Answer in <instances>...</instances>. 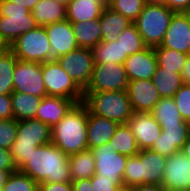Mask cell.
Listing matches in <instances>:
<instances>
[{
    "label": "cell",
    "instance_id": "cell-1",
    "mask_svg": "<svg viewBox=\"0 0 190 191\" xmlns=\"http://www.w3.org/2000/svg\"><path fill=\"white\" fill-rule=\"evenodd\" d=\"M19 171L37 183L71 182L68 155L52 142L36 147Z\"/></svg>",
    "mask_w": 190,
    "mask_h": 191
},
{
    "label": "cell",
    "instance_id": "cell-2",
    "mask_svg": "<svg viewBox=\"0 0 190 191\" xmlns=\"http://www.w3.org/2000/svg\"><path fill=\"white\" fill-rule=\"evenodd\" d=\"M88 108L81 102L51 128L52 143L69 155L88 149L87 143Z\"/></svg>",
    "mask_w": 190,
    "mask_h": 191
},
{
    "label": "cell",
    "instance_id": "cell-3",
    "mask_svg": "<svg viewBox=\"0 0 190 191\" xmlns=\"http://www.w3.org/2000/svg\"><path fill=\"white\" fill-rule=\"evenodd\" d=\"M166 157L151 149L140 150L128 157L123 174L125 187L143 184H162Z\"/></svg>",
    "mask_w": 190,
    "mask_h": 191
},
{
    "label": "cell",
    "instance_id": "cell-4",
    "mask_svg": "<svg viewBox=\"0 0 190 191\" xmlns=\"http://www.w3.org/2000/svg\"><path fill=\"white\" fill-rule=\"evenodd\" d=\"M52 142L51 127L37 119L17 121V136L10 148L12 159L19 170L36 147Z\"/></svg>",
    "mask_w": 190,
    "mask_h": 191
},
{
    "label": "cell",
    "instance_id": "cell-5",
    "mask_svg": "<svg viewBox=\"0 0 190 191\" xmlns=\"http://www.w3.org/2000/svg\"><path fill=\"white\" fill-rule=\"evenodd\" d=\"M83 103L91 113L118 124L127 123L133 115L127 91H84Z\"/></svg>",
    "mask_w": 190,
    "mask_h": 191
},
{
    "label": "cell",
    "instance_id": "cell-6",
    "mask_svg": "<svg viewBox=\"0 0 190 191\" xmlns=\"http://www.w3.org/2000/svg\"><path fill=\"white\" fill-rule=\"evenodd\" d=\"M174 13L163 3H146L134 23L148 47H156L162 43Z\"/></svg>",
    "mask_w": 190,
    "mask_h": 191
},
{
    "label": "cell",
    "instance_id": "cell-7",
    "mask_svg": "<svg viewBox=\"0 0 190 191\" xmlns=\"http://www.w3.org/2000/svg\"><path fill=\"white\" fill-rule=\"evenodd\" d=\"M33 14L27 8L8 0L0 6V41L8 48L19 36L36 29Z\"/></svg>",
    "mask_w": 190,
    "mask_h": 191
},
{
    "label": "cell",
    "instance_id": "cell-8",
    "mask_svg": "<svg viewBox=\"0 0 190 191\" xmlns=\"http://www.w3.org/2000/svg\"><path fill=\"white\" fill-rule=\"evenodd\" d=\"M8 49L21 61L42 64L52 60L51 44L42 26L19 36Z\"/></svg>",
    "mask_w": 190,
    "mask_h": 191
},
{
    "label": "cell",
    "instance_id": "cell-9",
    "mask_svg": "<svg viewBox=\"0 0 190 191\" xmlns=\"http://www.w3.org/2000/svg\"><path fill=\"white\" fill-rule=\"evenodd\" d=\"M42 74L48 96L73 100L76 104L84 100V91L71 79L56 59L42 63Z\"/></svg>",
    "mask_w": 190,
    "mask_h": 191
},
{
    "label": "cell",
    "instance_id": "cell-10",
    "mask_svg": "<svg viewBox=\"0 0 190 191\" xmlns=\"http://www.w3.org/2000/svg\"><path fill=\"white\" fill-rule=\"evenodd\" d=\"M56 60L71 79L84 91L91 80L95 64L92 49L79 47L68 54L58 57Z\"/></svg>",
    "mask_w": 190,
    "mask_h": 191
},
{
    "label": "cell",
    "instance_id": "cell-11",
    "mask_svg": "<svg viewBox=\"0 0 190 191\" xmlns=\"http://www.w3.org/2000/svg\"><path fill=\"white\" fill-rule=\"evenodd\" d=\"M129 79L123 64L95 63L84 91H127Z\"/></svg>",
    "mask_w": 190,
    "mask_h": 191
},
{
    "label": "cell",
    "instance_id": "cell-12",
    "mask_svg": "<svg viewBox=\"0 0 190 191\" xmlns=\"http://www.w3.org/2000/svg\"><path fill=\"white\" fill-rule=\"evenodd\" d=\"M13 75V91L39 97L47 96L41 63L17 60Z\"/></svg>",
    "mask_w": 190,
    "mask_h": 191
},
{
    "label": "cell",
    "instance_id": "cell-13",
    "mask_svg": "<svg viewBox=\"0 0 190 191\" xmlns=\"http://www.w3.org/2000/svg\"><path fill=\"white\" fill-rule=\"evenodd\" d=\"M95 159V174L106 179H123L128 156L119 154L108 142L90 149Z\"/></svg>",
    "mask_w": 190,
    "mask_h": 191
},
{
    "label": "cell",
    "instance_id": "cell-14",
    "mask_svg": "<svg viewBox=\"0 0 190 191\" xmlns=\"http://www.w3.org/2000/svg\"><path fill=\"white\" fill-rule=\"evenodd\" d=\"M161 186L165 191H190V159L181 151L166 159Z\"/></svg>",
    "mask_w": 190,
    "mask_h": 191
},
{
    "label": "cell",
    "instance_id": "cell-15",
    "mask_svg": "<svg viewBox=\"0 0 190 191\" xmlns=\"http://www.w3.org/2000/svg\"><path fill=\"white\" fill-rule=\"evenodd\" d=\"M162 133L155 140L151 150L168 158L181 150L190 137V123L178 122V124L161 125Z\"/></svg>",
    "mask_w": 190,
    "mask_h": 191
},
{
    "label": "cell",
    "instance_id": "cell-16",
    "mask_svg": "<svg viewBox=\"0 0 190 191\" xmlns=\"http://www.w3.org/2000/svg\"><path fill=\"white\" fill-rule=\"evenodd\" d=\"M127 123L140 150L151 149L162 133L161 125L151 112H133Z\"/></svg>",
    "mask_w": 190,
    "mask_h": 191
},
{
    "label": "cell",
    "instance_id": "cell-17",
    "mask_svg": "<svg viewBox=\"0 0 190 191\" xmlns=\"http://www.w3.org/2000/svg\"><path fill=\"white\" fill-rule=\"evenodd\" d=\"M154 48H168L190 54V24L183 12L174 13L162 43Z\"/></svg>",
    "mask_w": 190,
    "mask_h": 191
},
{
    "label": "cell",
    "instance_id": "cell-18",
    "mask_svg": "<svg viewBox=\"0 0 190 191\" xmlns=\"http://www.w3.org/2000/svg\"><path fill=\"white\" fill-rule=\"evenodd\" d=\"M129 81L150 80L158 67L154 47H146L127 57L123 63Z\"/></svg>",
    "mask_w": 190,
    "mask_h": 191
},
{
    "label": "cell",
    "instance_id": "cell-19",
    "mask_svg": "<svg viewBox=\"0 0 190 191\" xmlns=\"http://www.w3.org/2000/svg\"><path fill=\"white\" fill-rule=\"evenodd\" d=\"M44 27L51 44L52 60L79 48L71 23L67 19Z\"/></svg>",
    "mask_w": 190,
    "mask_h": 191
},
{
    "label": "cell",
    "instance_id": "cell-20",
    "mask_svg": "<svg viewBox=\"0 0 190 191\" xmlns=\"http://www.w3.org/2000/svg\"><path fill=\"white\" fill-rule=\"evenodd\" d=\"M127 94L133 112H151L161 98L152 79L129 81Z\"/></svg>",
    "mask_w": 190,
    "mask_h": 191
},
{
    "label": "cell",
    "instance_id": "cell-21",
    "mask_svg": "<svg viewBox=\"0 0 190 191\" xmlns=\"http://www.w3.org/2000/svg\"><path fill=\"white\" fill-rule=\"evenodd\" d=\"M75 104L71 99L58 96H44L36 111L35 119L46 123L52 128Z\"/></svg>",
    "mask_w": 190,
    "mask_h": 191
},
{
    "label": "cell",
    "instance_id": "cell-22",
    "mask_svg": "<svg viewBox=\"0 0 190 191\" xmlns=\"http://www.w3.org/2000/svg\"><path fill=\"white\" fill-rule=\"evenodd\" d=\"M118 123L108 118L97 116L88 110L87 143L88 149L99 147L113 137Z\"/></svg>",
    "mask_w": 190,
    "mask_h": 191
},
{
    "label": "cell",
    "instance_id": "cell-23",
    "mask_svg": "<svg viewBox=\"0 0 190 191\" xmlns=\"http://www.w3.org/2000/svg\"><path fill=\"white\" fill-rule=\"evenodd\" d=\"M107 6L108 0H72L66 7V19L70 23L97 20Z\"/></svg>",
    "mask_w": 190,
    "mask_h": 191
},
{
    "label": "cell",
    "instance_id": "cell-24",
    "mask_svg": "<svg viewBox=\"0 0 190 191\" xmlns=\"http://www.w3.org/2000/svg\"><path fill=\"white\" fill-rule=\"evenodd\" d=\"M101 24V41L113 42L132 22L108 6L103 9L99 18Z\"/></svg>",
    "mask_w": 190,
    "mask_h": 191
},
{
    "label": "cell",
    "instance_id": "cell-25",
    "mask_svg": "<svg viewBox=\"0 0 190 191\" xmlns=\"http://www.w3.org/2000/svg\"><path fill=\"white\" fill-rule=\"evenodd\" d=\"M38 26H47L66 19L67 8L53 0H40L31 11Z\"/></svg>",
    "mask_w": 190,
    "mask_h": 191
},
{
    "label": "cell",
    "instance_id": "cell-26",
    "mask_svg": "<svg viewBox=\"0 0 190 191\" xmlns=\"http://www.w3.org/2000/svg\"><path fill=\"white\" fill-rule=\"evenodd\" d=\"M43 97L13 91L11 105L13 119L17 121L35 119L36 111Z\"/></svg>",
    "mask_w": 190,
    "mask_h": 191
},
{
    "label": "cell",
    "instance_id": "cell-27",
    "mask_svg": "<svg viewBox=\"0 0 190 191\" xmlns=\"http://www.w3.org/2000/svg\"><path fill=\"white\" fill-rule=\"evenodd\" d=\"M71 26L79 47L93 49L101 42V24L99 19L71 23Z\"/></svg>",
    "mask_w": 190,
    "mask_h": 191
},
{
    "label": "cell",
    "instance_id": "cell-28",
    "mask_svg": "<svg viewBox=\"0 0 190 191\" xmlns=\"http://www.w3.org/2000/svg\"><path fill=\"white\" fill-rule=\"evenodd\" d=\"M71 182L91 178L95 174V159L90 149L68 156Z\"/></svg>",
    "mask_w": 190,
    "mask_h": 191
},
{
    "label": "cell",
    "instance_id": "cell-29",
    "mask_svg": "<svg viewBox=\"0 0 190 191\" xmlns=\"http://www.w3.org/2000/svg\"><path fill=\"white\" fill-rule=\"evenodd\" d=\"M152 81L161 98L173 97L183 85L181 73L157 67Z\"/></svg>",
    "mask_w": 190,
    "mask_h": 191
},
{
    "label": "cell",
    "instance_id": "cell-30",
    "mask_svg": "<svg viewBox=\"0 0 190 191\" xmlns=\"http://www.w3.org/2000/svg\"><path fill=\"white\" fill-rule=\"evenodd\" d=\"M109 143L115 148L117 153L128 157L136 156L140 151L128 123L118 125Z\"/></svg>",
    "mask_w": 190,
    "mask_h": 191
},
{
    "label": "cell",
    "instance_id": "cell-31",
    "mask_svg": "<svg viewBox=\"0 0 190 191\" xmlns=\"http://www.w3.org/2000/svg\"><path fill=\"white\" fill-rule=\"evenodd\" d=\"M118 43L122 48V64L128 56L135 54L147 47L137 30L134 22L127 26L117 37Z\"/></svg>",
    "mask_w": 190,
    "mask_h": 191
},
{
    "label": "cell",
    "instance_id": "cell-32",
    "mask_svg": "<svg viewBox=\"0 0 190 191\" xmlns=\"http://www.w3.org/2000/svg\"><path fill=\"white\" fill-rule=\"evenodd\" d=\"M151 114L160 125H172L178 124V122H186L182 119L173 97L160 98L159 102L151 111Z\"/></svg>",
    "mask_w": 190,
    "mask_h": 191
},
{
    "label": "cell",
    "instance_id": "cell-33",
    "mask_svg": "<svg viewBox=\"0 0 190 191\" xmlns=\"http://www.w3.org/2000/svg\"><path fill=\"white\" fill-rule=\"evenodd\" d=\"M17 60L8 48L0 53V94H11L13 92V72Z\"/></svg>",
    "mask_w": 190,
    "mask_h": 191
},
{
    "label": "cell",
    "instance_id": "cell-34",
    "mask_svg": "<svg viewBox=\"0 0 190 191\" xmlns=\"http://www.w3.org/2000/svg\"><path fill=\"white\" fill-rule=\"evenodd\" d=\"M157 64L165 70L181 73L188 54L168 48H154Z\"/></svg>",
    "mask_w": 190,
    "mask_h": 191
},
{
    "label": "cell",
    "instance_id": "cell-35",
    "mask_svg": "<svg viewBox=\"0 0 190 191\" xmlns=\"http://www.w3.org/2000/svg\"><path fill=\"white\" fill-rule=\"evenodd\" d=\"M94 63L122 64V48L117 40L113 42H100L93 49Z\"/></svg>",
    "mask_w": 190,
    "mask_h": 191
},
{
    "label": "cell",
    "instance_id": "cell-36",
    "mask_svg": "<svg viewBox=\"0 0 190 191\" xmlns=\"http://www.w3.org/2000/svg\"><path fill=\"white\" fill-rule=\"evenodd\" d=\"M147 2V0H108V7L134 22Z\"/></svg>",
    "mask_w": 190,
    "mask_h": 191
},
{
    "label": "cell",
    "instance_id": "cell-37",
    "mask_svg": "<svg viewBox=\"0 0 190 191\" xmlns=\"http://www.w3.org/2000/svg\"><path fill=\"white\" fill-rule=\"evenodd\" d=\"M1 191H38V183L17 170L10 174Z\"/></svg>",
    "mask_w": 190,
    "mask_h": 191
},
{
    "label": "cell",
    "instance_id": "cell-38",
    "mask_svg": "<svg viewBox=\"0 0 190 191\" xmlns=\"http://www.w3.org/2000/svg\"><path fill=\"white\" fill-rule=\"evenodd\" d=\"M17 136V120H0V147L10 150Z\"/></svg>",
    "mask_w": 190,
    "mask_h": 191
},
{
    "label": "cell",
    "instance_id": "cell-39",
    "mask_svg": "<svg viewBox=\"0 0 190 191\" xmlns=\"http://www.w3.org/2000/svg\"><path fill=\"white\" fill-rule=\"evenodd\" d=\"M173 99L182 119L190 123V85L183 84Z\"/></svg>",
    "mask_w": 190,
    "mask_h": 191
},
{
    "label": "cell",
    "instance_id": "cell-40",
    "mask_svg": "<svg viewBox=\"0 0 190 191\" xmlns=\"http://www.w3.org/2000/svg\"><path fill=\"white\" fill-rule=\"evenodd\" d=\"M92 191H117L124 186L123 179H106L94 174L90 178Z\"/></svg>",
    "mask_w": 190,
    "mask_h": 191
},
{
    "label": "cell",
    "instance_id": "cell-41",
    "mask_svg": "<svg viewBox=\"0 0 190 191\" xmlns=\"http://www.w3.org/2000/svg\"><path fill=\"white\" fill-rule=\"evenodd\" d=\"M13 118L11 94H0V120Z\"/></svg>",
    "mask_w": 190,
    "mask_h": 191
},
{
    "label": "cell",
    "instance_id": "cell-42",
    "mask_svg": "<svg viewBox=\"0 0 190 191\" xmlns=\"http://www.w3.org/2000/svg\"><path fill=\"white\" fill-rule=\"evenodd\" d=\"M39 191H73L72 182H41L38 183Z\"/></svg>",
    "mask_w": 190,
    "mask_h": 191
},
{
    "label": "cell",
    "instance_id": "cell-43",
    "mask_svg": "<svg viewBox=\"0 0 190 191\" xmlns=\"http://www.w3.org/2000/svg\"><path fill=\"white\" fill-rule=\"evenodd\" d=\"M0 169L7 171H17V167L12 159L11 151L0 147Z\"/></svg>",
    "mask_w": 190,
    "mask_h": 191
},
{
    "label": "cell",
    "instance_id": "cell-44",
    "mask_svg": "<svg viewBox=\"0 0 190 191\" xmlns=\"http://www.w3.org/2000/svg\"><path fill=\"white\" fill-rule=\"evenodd\" d=\"M162 3L175 13H182L190 9V0H164Z\"/></svg>",
    "mask_w": 190,
    "mask_h": 191
},
{
    "label": "cell",
    "instance_id": "cell-45",
    "mask_svg": "<svg viewBox=\"0 0 190 191\" xmlns=\"http://www.w3.org/2000/svg\"><path fill=\"white\" fill-rule=\"evenodd\" d=\"M73 191H92L90 178H84L72 182Z\"/></svg>",
    "mask_w": 190,
    "mask_h": 191
},
{
    "label": "cell",
    "instance_id": "cell-46",
    "mask_svg": "<svg viewBox=\"0 0 190 191\" xmlns=\"http://www.w3.org/2000/svg\"><path fill=\"white\" fill-rule=\"evenodd\" d=\"M183 84L190 85V54H188L181 72Z\"/></svg>",
    "mask_w": 190,
    "mask_h": 191
},
{
    "label": "cell",
    "instance_id": "cell-47",
    "mask_svg": "<svg viewBox=\"0 0 190 191\" xmlns=\"http://www.w3.org/2000/svg\"><path fill=\"white\" fill-rule=\"evenodd\" d=\"M134 191H165V189L158 184H143L135 186Z\"/></svg>",
    "mask_w": 190,
    "mask_h": 191
},
{
    "label": "cell",
    "instance_id": "cell-48",
    "mask_svg": "<svg viewBox=\"0 0 190 191\" xmlns=\"http://www.w3.org/2000/svg\"><path fill=\"white\" fill-rule=\"evenodd\" d=\"M32 11L40 0H8Z\"/></svg>",
    "mask_w": 190,
    "mask_h": 191
},
{
    "label": "cell",
    "instance_id": "cell-49",
    "mask_svg": "<svg viewBox=\"0 0 190 191\" xmlns=\"http://www.w3.org/2000/svg\"><path fill=\"white\" fill-rule=\"evenodd\" d=\"M15 171H7V170H1L0 169V191L7 182L8 177L10 174Z\"/></svg>",
    "mask_w": 190,
    "mask_h": 191
},
{
    "label": "cell",
    "instance_id": "cell-50",
    "mask_svg": "<svg viewBox=\"0 0 190 191\" xmlns=\"http://www.w3.org/2000/svg\"><path fill=\"white\" fill-rule=\"evenodd\" d=\"M187 158L190 159V137L180 150Z\"/></svg>",
    "mask_w": 190,
    "mask_h": 191
},
{
    "label": "cell",
    "instance_id": "cell-51",
    "mask_svg": "<svg viewBox=\"0 0 190 191\" xmlns=\"http://www.w3.org/2000/svg\"><path fill=\"white\" fill-rule=\"evenodd\" d=\"M53 1L60 3V4L64 5L65 7H67L72 0H53Z\"/></svg>",
    "mask_w": 190,
    "mask_h": 191
},
{
    "label": "cell",
    "instance_id": "cell-52",
    "mask_svg": "<svg viewBox=\"0 0 190 191\" xmlns=\"http://www.w3.org/2000/svg\"><path fill=\"white\" fill-rule=\"evenodd\" d=\"M117 191H134V187H121Z\"/></svg>",
    "mask_w": 190,
    "mask_h": 191
},
{
    "label": "cell",
    "instance_id": "cell-53",
    "mask_svg": "<svg viewBox=\"0 0 190 191\" xmlns=\"http://www.w3.org/2000/svg\"><path fill=\"white\" fill-rule=\"evenodd\" d=\"M183 13L186 15V17H187V19L189 21V24H190V9L184 11Z\"/></svg>",
    "mask_w": 190,
    "mask_h": 191
},
{
    "label": "cell",
    "instance_id": "cell-54",
    "mask_svg": "<svg viewBox=\"0 0 190 191\" xmlns=\"http://www.w3.org/2000/svg\"><path fill=\"white\" fill-rule=\"evenodd\" d=\"M5 45L0 41V53L5 49Z\"/></svg>",
    "mask_w": 190,
    "mask_h": 191
},
{
    "label": "cell",
    "instance_id": "cell-55",
    "mask_svg": "<svg viewBox=\"0 0 190 191\" xmlns=\"http://www.w3.org/2000/svg\"><path fill=\"white\" fill-rule=\"evenodd\" d=\"M148 2H157V3H162L164 0H147Z\"/></svg>",
    "mask_w": 190,
    "mask_h": 191
}]
</instances>
